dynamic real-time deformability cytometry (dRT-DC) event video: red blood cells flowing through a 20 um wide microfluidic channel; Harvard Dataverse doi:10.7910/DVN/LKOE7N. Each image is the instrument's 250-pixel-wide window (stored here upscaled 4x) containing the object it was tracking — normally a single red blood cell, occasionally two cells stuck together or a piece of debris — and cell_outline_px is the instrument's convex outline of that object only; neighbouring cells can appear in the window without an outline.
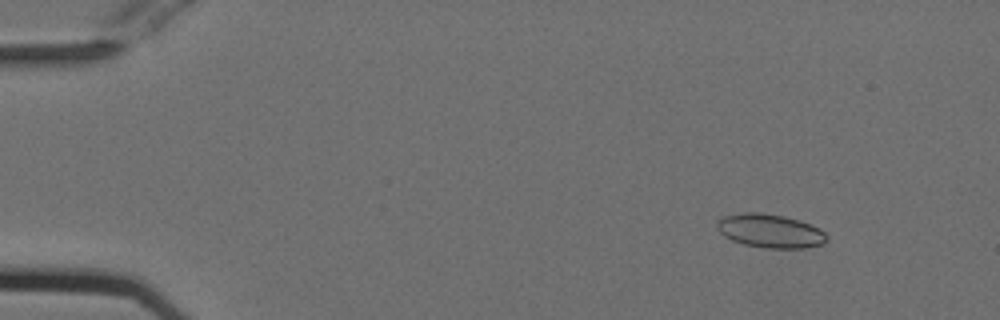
{"species": "Egyptian fruit bat (a non-hibernating species)", "species_latin": "Rousettus aegyptiacus", "temperature_condition": "cold", "stored_images_in_passage": 16, "camera_frame_rate_fps": 3000, "um_per_image_px": 0.085, "animal": {"sex": "female"}, "frame": {"image": 1, "passage_image": 5, "time_ms": 1.333, "image_size_px": [1000, 320], "cell_outline_px": [[828, 240], [820, 244], [804, 248], [764, 248], [744, 244], [732, 240], [724, 236], [720, 232], [716, 224], [724, 216], [740, 212], [760, 212], [784, 216], [800, 220], [812, 224], [820, 228], [828, 236]], "centroid_in_image_um": [65.48, 19.62], "position_along_channel_um": 19.5, "area_um2": 21.62}}
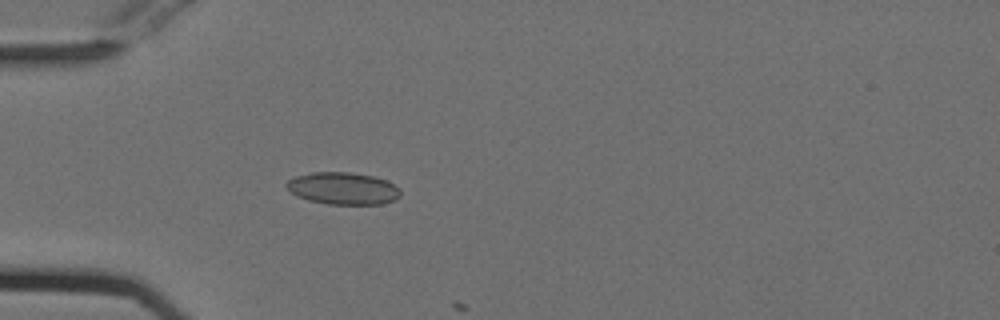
{"frame": {"image": 2, "passage_image": 15, "time_ms": 4.667, "image_size_px": [1000, 320], "cell_outline_px": [[400, 196], [396, 200], [384, 204], [328, 204], [308, 200], [296, 196], [284, 184], [288, 180], [296, 176], [312, 172], [348, 172], [372, 176], [384, 180], [400, 188]], "centroid_in_image_um": [29.15, 16.02], "position_along_channel_um": 55.8, "area_um2": 21.33}}